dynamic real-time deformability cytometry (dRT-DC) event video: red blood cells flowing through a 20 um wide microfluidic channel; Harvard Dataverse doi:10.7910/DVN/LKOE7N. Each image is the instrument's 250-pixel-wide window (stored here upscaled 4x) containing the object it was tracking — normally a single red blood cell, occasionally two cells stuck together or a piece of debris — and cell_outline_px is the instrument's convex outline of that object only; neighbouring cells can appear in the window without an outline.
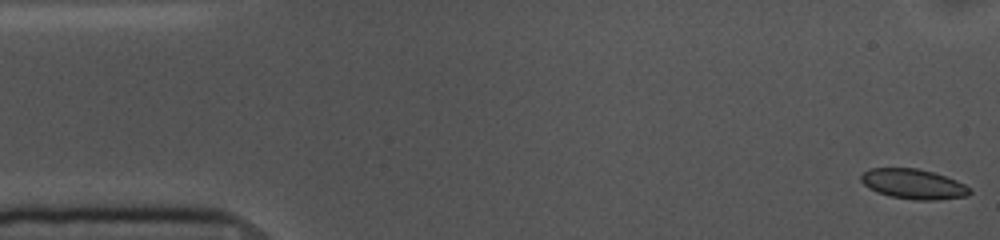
{"species": "common noctule bat (a hibernating species)", "species_latin": "Nyctalus noctula", "temperature_condition": "cold", "stored_images_in_passage": 55, "camera_frame_rate_fps": 3000, "um_per_image_px": 0.085, "animal": {"sex": "female", "body_mass_g": 10.0, "forearm_length_mm": 53.1}, "frame": {"image": 1, "passage_image": 1, "time_ms": 0.0, "image_size_px": [1000, 240], "cell_outline_px": [[972, 192], [968, 196], [936, 200], [916, 200], [888, 196], [876, 192], [868, 188], [860, 180], [860, 176], [868, 168], [916, 168], [932, 172], [956, 180], [972, 188]], "centroid_in_image_um": [77.63, 15.65], "position_along_channel_um": 7.4, "area_um2": 19.13}}
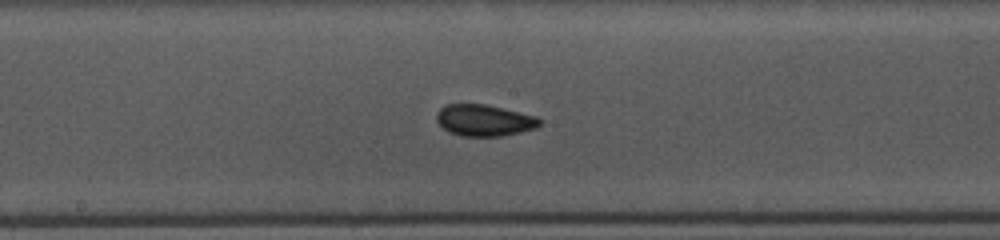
{"frame": {"image": 2, "passage_image": 27, "time_ms": 8.667, "image_size_px": [1000, 240], "cell_outline_px": [[544, 120], [536, 128], [520, 132], [500, 136], [460, 136], [448, 132], [436, 120], [436, 112], [444, 104], [484, 104], [536, 116]], "centroid_in_image_um": [41.14, 10.23], "position_along_channel_um": 207.1, "area_um2": 18.96}}
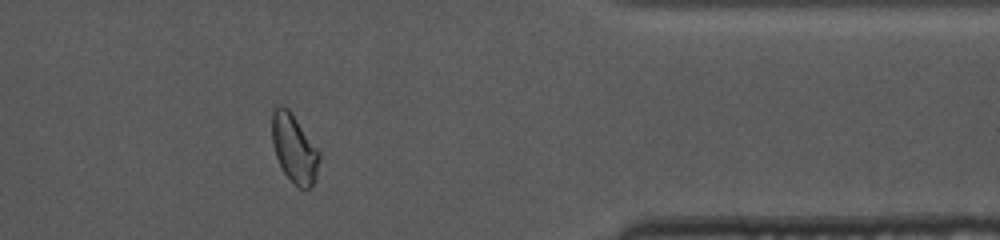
{"frame": {"image": 3, "passage_image": 44, "time_ms": 14.333, "image_size_px": [1000, 240], "cell_outline_px": [[320, 156], [316, 180], [304, 192], [284, 172], [276, 156], [272, 144], [272, 112], [280, 104], [288, 108], [292, 112], [320, 152]], "centroid_in_image_um": [25.02, 12.61], "position_along_channel_um": 386.4, "area_um2": 18.84}, "authors_computed_cell_mechanics": {"area_um2": 18.9584, "velocity_mm_per_s": 3.5842, "shape_relaxation_time_tau1_ms": null, "shape_relaxation_time_tau2_ms": 1.3514, "deformation_change_tau1": null, "deformation_change_tau2": 0.0347}}